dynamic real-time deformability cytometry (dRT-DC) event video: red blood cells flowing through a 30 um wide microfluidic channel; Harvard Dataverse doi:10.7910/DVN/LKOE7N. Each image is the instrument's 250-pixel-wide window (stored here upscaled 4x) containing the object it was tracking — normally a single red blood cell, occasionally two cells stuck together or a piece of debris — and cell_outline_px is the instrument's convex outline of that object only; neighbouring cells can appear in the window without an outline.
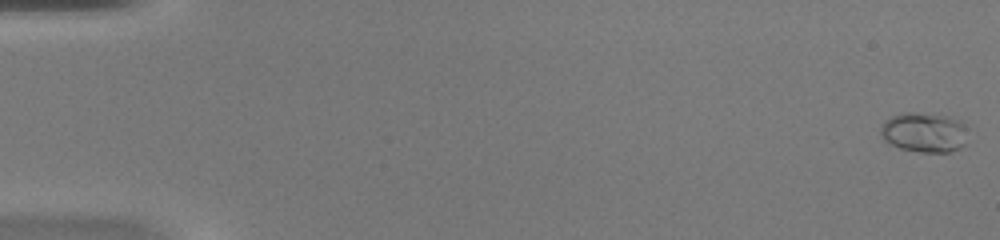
{"species": "common noctule bat (a hibernating species)", "species_latin": "Nyctalus noctula", "temperature_condition": "warm", "stored_images_in_passage": 50, "camera_frame_rate_fps": 3000, "um_per_image_px": 0.085, "animal": {"sex": "female", "body_mass_g": 20.0, "forearm_length_mm": 54.0}, "frame": {"image": 1, "passage_image": 1, "time_ms": 0.0, "image_size_px": [1000, 240], "cell_outline_px": [[964, 144], [960, 148], [948, 152], [920, 152], [900, 148], [888, 144], [884, 140], [880, 132], [880, 128], [884, 120], [892, 116], [904, 112], [912, 112], [948, 116], [960, 120], [964, 124]], "centroid_in_image_um": [78.5, 11.25], "position_along_channel_um": 6.5, "area_um2": 20.17}}
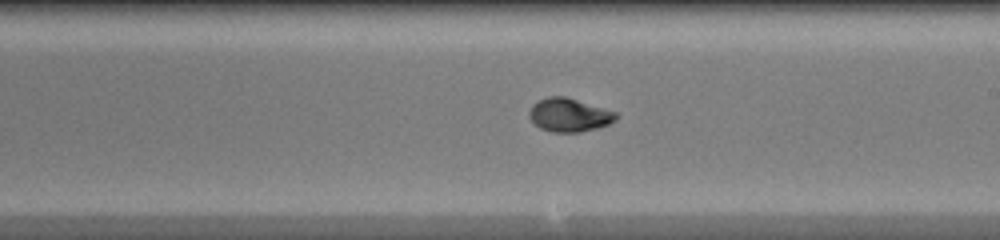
{"frame": {"image": 2, "passage_image": 30, "time_ms": 9.667, "image_size_px": [1000, 240], "cell_outline_px": [[620, 116], [616, 120], [608, 124], [596, 128], [580, 132], [552, 132], [540, 128], [528, 116], [528, 112], [532, 104], [548, 96], [564, 96], [604, 108], [616, 112]], "centroid_in_image_um": [48.38, 9.77], "position_along_channel_um": 240.6, "area_um2": 16.88}}
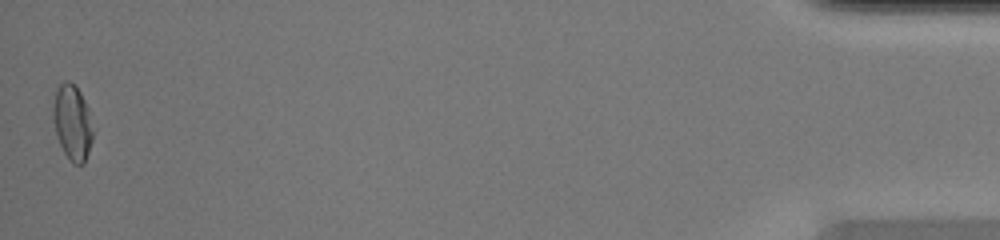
{"frame": {"image": 3, "passage_image": 50, "time_ms": 16.333, "image_size_px": [1000, 240], "cell_outline_px": [[92, 140], [84, 164], [72, 164], [64, 152], [60, 144], [52, 120], [52, 108], [56, 88], [64, 80], [68, 80], [80, 92], [88, 108], [92, 132]], "centroid_in_image_um": [6.12, 10.41], "position_along_channel_um": 429.1, "area_um2": 17.34}, "authors_computed_cell_mechanics": {"area_um2": 16.6175, "velocity_mm_per_s": 4.1926, "shape_relaxation_time_tau1_ms": 6.7641, "shape_relaxation_time_tau2_ms": 0.6798, "deformation_change_tau1": 0.2276, "deformation_change_tau2": 0.0451}}